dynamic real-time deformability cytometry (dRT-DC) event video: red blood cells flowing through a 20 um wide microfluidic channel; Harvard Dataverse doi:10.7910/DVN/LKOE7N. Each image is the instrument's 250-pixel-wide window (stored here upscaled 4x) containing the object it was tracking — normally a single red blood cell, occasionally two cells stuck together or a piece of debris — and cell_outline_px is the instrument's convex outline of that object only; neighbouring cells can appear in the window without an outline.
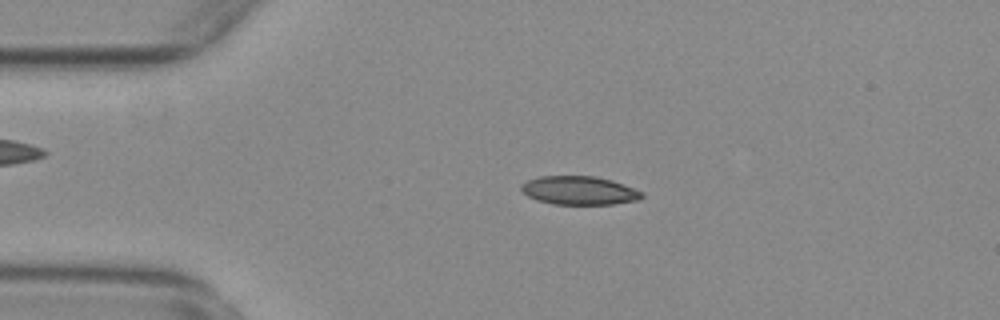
{"species": "common noctule bat (a hibernating species)", "species_latin": "Nyctalus noctula", "temperature_condition": "warm", "stored_images_in_passage": 54, "camera_frame_rate_fps": 3000, "um_per_image_px": 0.085, "animal": {"sex": "female", "body_mass_g": 29.2, "forearm_length_mm": 56.3}, "frame": {"image": 1, "passage_image": 11, "time_ms": 3.333, "image_size_px": [1000, 320], "cell_outline_px": [[644, 196], [640, 200], [612, 204], [552, 204], [536, 200], [528, 196], [520, 188], [520, 184], [528, 180], [540, 176], [592, 176], [612, 180], [644, 192]], "centroid_in_image_um": [49.24, 16.19], "position_along_channel_um": 35.8, "area_um2": 20.11}}
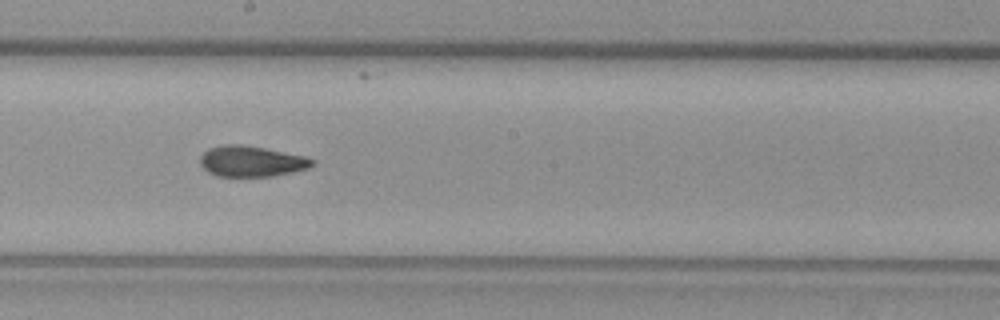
{"frame": {"image": 2, "passage_image": 29, "time_ms": 9.333, "image_size_px": [1000, 320], "cell_outline_px": [[316, 164], [308, 168], [292, 172], [272, 176], [216, 176], [208, 172], [200, 164], [200, 156], [208, 148], [220, 144], [240, 144], [264, 148], [304, 156], [316, 160]], "centroid_in_image_um": [21.36, 13.7], "position_along_channel_um": 226.8, "area_um2": 20.17}}
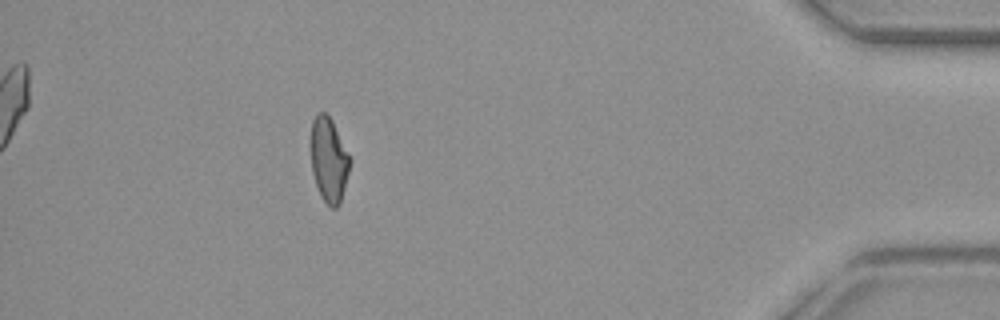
{"frame": {"image": 3, "passage_image": 48, "time_ms": 15.667, "image_size_px": [1000, 320], "cell_outline_px": [[352, 160], [340, 204], [336, 208], [332, 208], [320, 196], [312, 172], [308, 144], [312, 120], [320, 112], [324, 112], [332, 120]], "centroid_in_image_um": [27.92, 13.56], "position_along_channel_um": 407.3, "area_um2": 19.77}, "authors_computed_cell_mechanics": {"area_um2": 20.1144, "velocity_mm_per_s": 3.767, "shape_relaxation_time_tau1_ms": null, "shape_relaxation_time_tau2_ms": 2.6524, "deformation_change_tau1": null, "deformation_change_tau2": 0.0839}}